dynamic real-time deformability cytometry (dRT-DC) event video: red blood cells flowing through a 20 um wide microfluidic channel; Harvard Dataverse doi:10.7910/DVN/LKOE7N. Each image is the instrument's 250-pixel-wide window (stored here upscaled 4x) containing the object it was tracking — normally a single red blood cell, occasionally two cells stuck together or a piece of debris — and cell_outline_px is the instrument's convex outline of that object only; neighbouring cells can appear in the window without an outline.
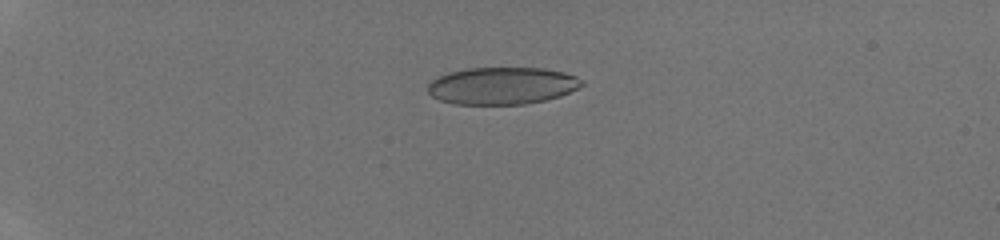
{"species": "human", "species_latin": "Homo sapiens", "temperature_condition": "room temperature", "stored_images_in_passage": 48, "camera_frame_rate_fps": 3000, "um_per_image_px": 0.085, "donor": {"sex": "male"}, "frame": {"image": 1, "passage_image": 15, "time_ms": 4.667, "image_size_px": [1000, 240], "cell_outline_px": [[584, 84], [560, 96], [544, 100], [524, 104], [452, 104], [440, 100], [432, 96], [428, 92], [428, 84], [432, 80], [448, 72], [468, 68], [544, 68], [564, 72], [576, 76], [584, 80]], "centroid_in_image_um": [42.67, 7.28], "position_along_channel_um": 42.3, "area_um2": 33.35}}
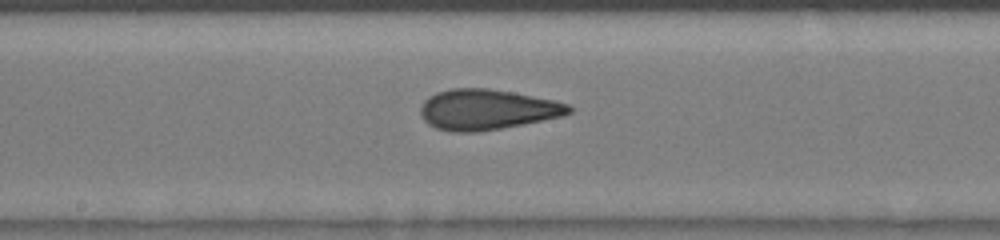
{"frame": {"image": 2, "passage_image": 30, "time_ms": 9.667, "image_size_px": [1000, 240], "cell_outline_px": [[572, 112], [560, 116], [524, 124], [476, 132], [452, 132], [436, 128], [428, 124], [420, 116], [420, 104], [428, 96], [436, 92], [452, 88], [488, 88], [512, 92], [556, 100], [568, 104], [572, 108]], "centroid_in_image_um": [41.35, 9.3], "position_along_channel_um": 206.8, "area_um2": 35.08}}
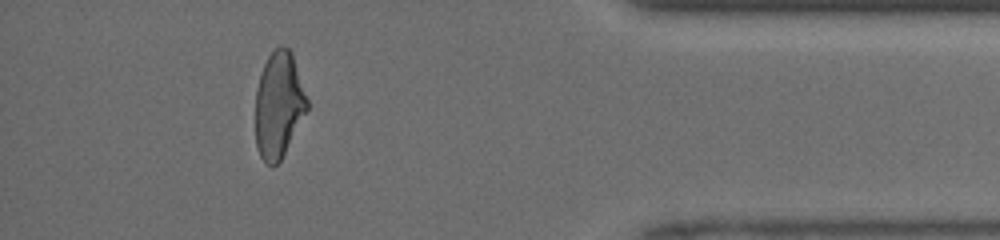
{"frame": {"image": 3, "passage_image": 45, "time_ms": 14.667, "image_size_px": [1000, 240], "cell_outline_px": [[308, 108], [280, 160], [272, 168], [260, 156], [256, 144], [256, 88], [264, 64], [268, 56], [280, 44], [284, 44], [292, 52], [308, 100]], "centroid_in_image_um": [23.69, 8.89], "position_along_channel_um": 411.5, "area_um2": 31.67}}